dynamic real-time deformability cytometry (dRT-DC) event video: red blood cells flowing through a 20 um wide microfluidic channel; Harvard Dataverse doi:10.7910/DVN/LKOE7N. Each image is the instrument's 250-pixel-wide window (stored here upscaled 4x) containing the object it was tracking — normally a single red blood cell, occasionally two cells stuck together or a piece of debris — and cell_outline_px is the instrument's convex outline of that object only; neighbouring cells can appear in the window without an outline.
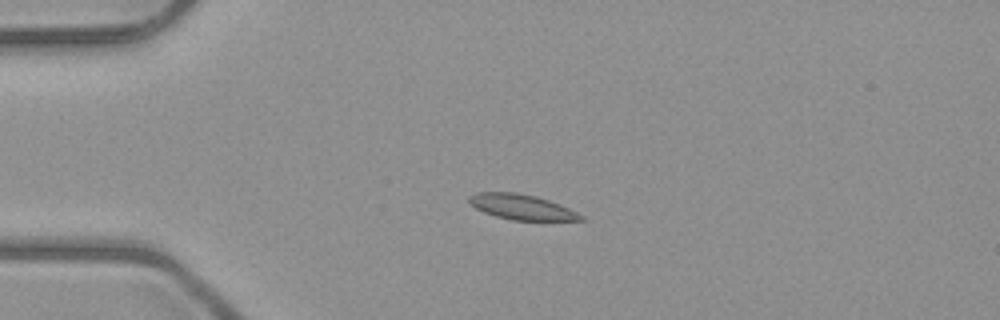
{"species": "common noctule bat (a hibernating species)", "species_latin": "Nyctalus noctula", "temperature_condition": "room temperature", "stored_images_in_passage": 5, "camera_frame_rate_fps": 3000, "um_per_image_px": 0.085, "animal": {"sex": "male", "body_mass_g": 23.1, "forearm_length_mm": 52.7}, "frame": {"image": 1, "passage_image": 4, "time_ms": 3.333, "image_size_px": [1000, 320], "cell_outline_px": [[584, 220], [512, 220], [496, 216], [484, 212], [476, 208], [468, 200], [468, 196], [476, 192], [516, 192], [536, 196], [560, 204], [584, 216]], "centroid_in_image_um": [44.32, 17.58], "position_along_channel_um": 40.7, "area_um2": 16.3}}